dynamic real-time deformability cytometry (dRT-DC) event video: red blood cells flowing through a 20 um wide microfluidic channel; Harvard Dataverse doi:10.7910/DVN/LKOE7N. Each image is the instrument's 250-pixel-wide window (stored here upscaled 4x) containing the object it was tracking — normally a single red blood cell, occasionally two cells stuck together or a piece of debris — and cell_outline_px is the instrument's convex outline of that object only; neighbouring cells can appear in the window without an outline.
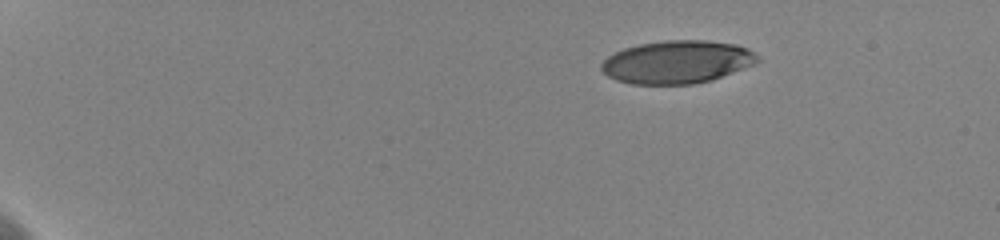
{"species": "human", "species_latin": "Homo sapiens", "temperature_condition": "cold", "stored_images_in_passage": 44, "camera_frame_rate_fps": 3000, "um_per_image_px": 0.085, "donor": {"sex": "female"}, "frame": {"image": 1, "passage_image": 1, "time_ms": 0.0, "image_size_px": [1000, 240], "cell_outline_px": [[760, 60], [752, 64], [712, 80], [692, 84], [632, 84], [616, 80], [608, 76], [600, 68], [600, 64], [608, 56], [624, 48], [640, 44], [664, 40], [704, 40], [736, 44], [748, 48]], "centroid_in_image_um": [57.51, 5.27], "position_along_channel_um": 27.5, "area_um2": 38.78}}
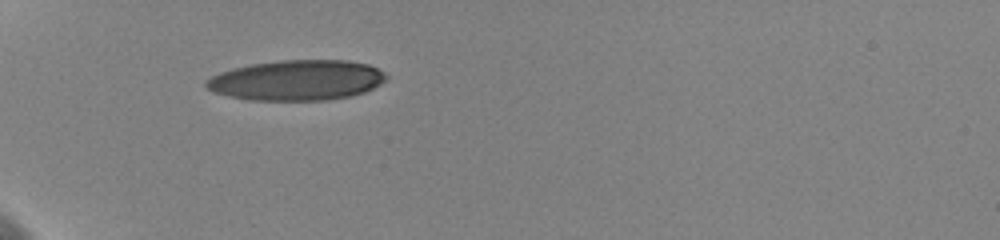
{"frame": {"image": 2, "passage_image": 12, "time_ms": 3.667, "image_size_px": [1000, 240], "cell_outline_px": [[388, 76], [380, 84], [364, 92], [348, 96], [324, 100], [252, 100], [228, 96], [212, 92], [204, 88], [204, 80], [220, 72], [232, 68], [252, 64], [280, 60], [348, 60], [368, 64], [384, 72]], "centroid_in_image_um": [25.18, 6.81], "position_along_channel_um": 59.8, "area_um2": 42.37}}
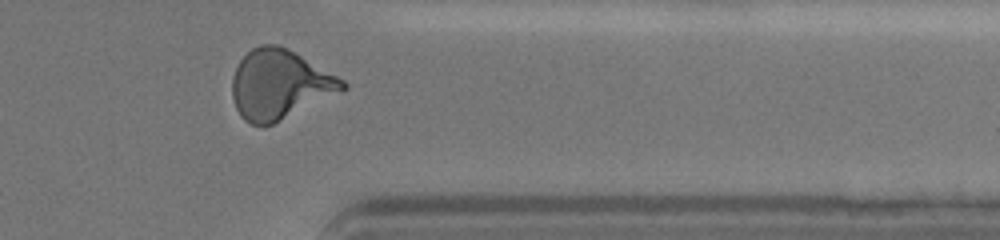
{"frame": {"image": 3, "passage_image": 41, "time_ms": 13.333, "image_size_px": [1000, 240], "cell_outline_px": [[348, 88], [272, 124], [252, 124], [244, 120], [240, 116], [236, 108], [232, 96], [232, 76], [240, 60], [252, 48], [260, 44], [280, 44], [288, 48], [344, 80], [348, 84]], "centroid_in_image_um": [23.75, 7.16], "position_along_channel_um": 387.7, "area_um2": 44.22}, "authors_computed_cell_mechanics": {"area_um2": 42.194, "velocity_mm_per_s": 3.6068, "shape_relaxation_time_tau1_ms": 4.1245, "shape_relaxation_time_tau2_ms": 1.1696, "deformation_change_tau1": 0.1995, "deformation_change_tau2": 0.0905}}